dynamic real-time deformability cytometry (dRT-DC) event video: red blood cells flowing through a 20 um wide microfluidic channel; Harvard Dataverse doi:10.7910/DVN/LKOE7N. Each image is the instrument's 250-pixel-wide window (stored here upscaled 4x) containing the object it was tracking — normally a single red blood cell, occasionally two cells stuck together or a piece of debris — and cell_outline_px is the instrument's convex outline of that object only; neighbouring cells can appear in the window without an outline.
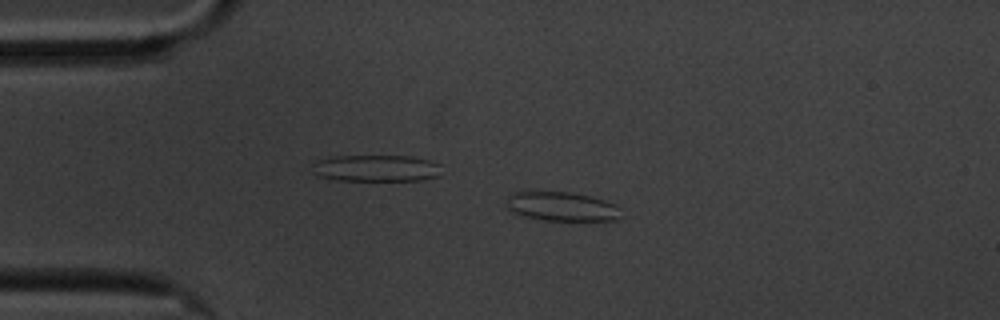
{"species": "common noctule bat (a hibernating species)", "species_latin": "Nyctalus noctula", "temperature_condition": "cold", "stored_images_in_passage": 5, "camera_frame_rate_fps": 3000, "um_per_image_px": 0.085, "animal": {"sex": "male", "body_mass_g": 20.1, "forearm_length_mm": 53.5}, "frame": {"image": 1, "passage_image": 4, "time_ms": 3.333, "image_size_px": [1000, 320], "cell_outline_px": [[624, 216], [616, 220], [544, 220], [524, 216], [512, 212], [508, 208], [508, 196], [516, 192], [572, 192], [604, 200], [616, 204], [620, 208]], "centroid_in_image_um": [47.82, 17.56], "position_along_channel_um": 37.2, "area_um2": 19.36}}